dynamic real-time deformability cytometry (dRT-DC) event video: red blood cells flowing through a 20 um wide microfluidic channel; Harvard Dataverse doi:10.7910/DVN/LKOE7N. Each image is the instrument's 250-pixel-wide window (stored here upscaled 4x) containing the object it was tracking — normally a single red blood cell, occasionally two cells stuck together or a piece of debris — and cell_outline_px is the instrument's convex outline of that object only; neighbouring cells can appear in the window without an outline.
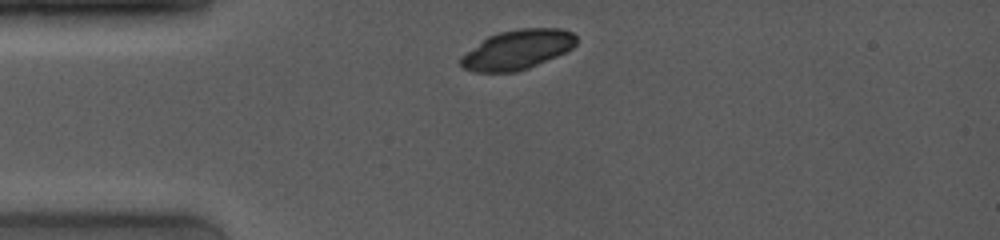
{"species": "common noctule bat (a hibernating species)", "species_latin": "Nyctalus noctula", "temperature_condition": "room temperature", "stored_images_in_passage": 2, "camera_frame_rate_fps": 4000, "um_per_image_px": 0.085, "animal": {"sex": "female", "body_mass_g": 19.0, "forearm_length_mm": 53.3}, "frame": {"image": 1, "passage_image": 1, "time_ms": 0.0, "image_size_px": [1000, 240], "cell_outline_px": [[576, 44], [572, 48], [556, 56], [528, 68], [516, 72], [476, 72], [464, 68], [460, 64], [460, 56], [488, 36], [500, 32], [516, 28], [560, 28], [572, 32], [576, 36]], "centroid_in_image_um": [43.97, 4.21], "position_along_channel_um": 41.0, "area_um2": 26.53}}